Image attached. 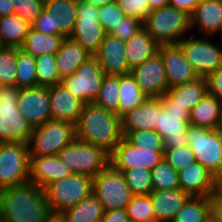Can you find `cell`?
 <instances>
[{"mask_svg":"<svg viewBox=\"0 0 222 222\" xmlns=\"http://www.w3.org/2000/svg\"><path fill=\"white\" fill-rule=\"evenodd\" d=\"M188 146L195 160L213 175L222 166V135L217 129L188 127Z\"/></svg>","mask_w":222,"mask_h":222,"instance_id":"obj_14","label":"cell"},{"mask_svg":"<svg viewBox=\"0 0 222 222\" xmlns=\"http://www.w3.org/2000/svg\"><path fill=\"white\" fill-rule=\"evenodd\" d=\"M162 107L158 110V124L154 130L163 138L164 148L171 149L188 146L189 113L164 94L161 97Z\"/></svg>","mask_w":222,"mask_h":222,"instance_id":"obj_9","label":"cell"},{"mask_svg":"<svg viewBox=\"0 0 222 222\" xmlns=\"http://www.w3.org/2000/svg\"><path fill=\"white\" fill-rule=\"evenodd\" d=\"M164 159L177 172L196 161L195 154L189 146L165 149Z\"/></svg>","mask_w":222,"mask_h":222,"instance_id":"obj_45","label":"cell"},{"mask_svg":"<svg viewBox=\"0 0 222 222\" xmlns=\"http://www.w3.org/2000/svg\"><path fill=\"white\" fill-rule=\"evenodd\" d=\"M143 28L159 46L178 44L191 32L190 15L170 5L154 9L147 15Z\"/></svg>","mask_w":222,"mask_h":222,"instance_id":"obj_3","label":"cell"},{"mask_svg":"<svg viewBox=\"0 0 222 222\" xmlns=\"http://www.w3.org/2000/svg\"><path fill=\"white\" fill-rule=\"evenodd\" d=\"M125 42L106 34L94 54L105 75H126L131 72L126 59Z\"/></svg>","mask_w":222,"mask_h":222,"instance_id":"obj_20","label":"cell"},{"mask_svg":"<svg viewBox=\"0 0 222 222\" xmlns=\"http://www.w3.org/2000/svg\"><path fill=\"white\" fill-rule=\"evenodd\" d=\"M14 14L11 0H0V17Z\"/></svg>","mask_w":222,"mask_h":222,"instance_id":"obj_54","label":"cell"},{"mask_svg":"<svg viewBox=\"0 0 222 222\" xmlns=\"http://www.w3.org/2000/svg\"><path fill=\"white\" fill-rule=\"evenodd\" d=\"M141 29H143V21L135 17L125 16L110 35L125 42L137 34Z\"/></svg>","mask_w":222,"mask_h":222,"instance_id":"obj_48","label":"cell"},{"mask_svg":"<svg viewBox=\"0 0 222 222\" xmlns=\"http://www.w3.org/2000/svg\"><path fill=\"white\" fill-rule=\"evenodd\" d=\"M76 12L77 19L69 38L78 42L94 55L99 50L106 35L99 22L98 7L86 1L77 0Z\"/></svg>","mask_w":222,"mask_h":222,"instance_id":"obj_15","label":"cell"},{"mask_svg":"<svg viewBox=\"0 0 222 222\" xmlns=\"http://www.w3.org/2000/svg\"><path fill=\"white\" fill-rule=\"evenodd\" d=\"M180 189L190 197H208L213 192V174L197 161L178 172Z\"/></svg>","mask_w":222,"mask_h":222,"instance_id":"obj_25","label":"cell"},{"mask_svg":"<svg viewBox=\"0 0 222 222\" xmlns=\"http://www.w3.org/2000/svg\"><path fill=\"white\" fill-rule=\"evenodd\" d=\"M51 119L76 124L84 103L71 94L61 83L49 86Z\"/></svg>","mask_w":222,"mask_h":222,"instance_id":"obj_24","label":"cell"},{"mask_svg":"<svg viewBox=\"0 0 222 222\" xmlns=\"http://www.w3.org/2000/svg\"><path fill=\"white\" fill-rule=\"evenodd\" d=\"M51 212L63 213L93 193V178L72 174L44 187Z\"/></svg>","mask_w":222,"mask_h":222,"instance_id":"obj_7","label":"cell"},{"mask_svg":"<svg viewBox=\"0 0 222 222\" xmlns=\"http://www.w3.org/2000/svg\"><path fill=\"white\" fill-rule=\"evenodd\" d=\"M157 52L165 67L168 89L199 78L179 44L160 45Z\"/></svg>","mask_w":222,"mask_h":222,"instance_id":"obj_19","label":"cell"},{"mask_svg":"<svg viewBox=\"0 0 222 222\" xmlns=\"http://www.w3.org/2000/svg\"><path fill=\"white\" fill-rule=\"evenodd\" d=\"M77 0H45L44 10L30 24L34 30L69 37L77 19Z\"/></svg>","mask_w":222,"mask_h":222,"instance_id":"obj_10","label":"cell"},{"mask_svg":"<svg viewBox=\"0 0 222 222\" xmlns=\"http://www.w3.org/2000/svg\"><path fill=\"white\" fill-rule=\"evenodd\" d=\"M55 55L60 80L72 75L82 63L92 56L82 45L69 37L63 39Z\"/></svg>","mask_w":222,"mask_h":222,"instance_id":"obj_27","label":"cell"},{"mask_svg":"<svg viewBox=\"0 0 222 222\" xmlns=\"http://www.w3.org/2000/svg\"><path fill=\"white\" fill-rule=\"evenodd\" d=\"M118 89L119 104L115 113L120 118L138 105H141L148 98L140 89L131 73L119 75Z\"/></svg>","mask_w":222,"mask_h":222,"instance_id":"obj_31","label":"cell"},{"mask_svg":"<svg viewBox=\"0 0 222 222\" xmlns=\"http://www.w3.org/2000/svg\"><path fill=\"white\" fill-rule=\"evenodd\" d=\"M201 0H169V5L191 15Z\"/></svg>","mask_w":222,"mask_h":222,"instance_id":"obj_52","label":"cell"},{"mask_svg":"<svg viewBox=\"0 0 222 222\" xmlns=\"http://www.w3.org/2000/svg\"><path fill=\"white\" fill-rule=\"evenodd\" d=\"M122 173L133 195H146L153 191L151 170L134 167Z\"/></svg>","mask_w":222,"mask_h":222,"instance_id":"obj_39","label":"cell"},{"mask_svg":"<svg viewBox=\"0 0 222 222\" xmlns=\"http://www.w3.org/2000/svg\"><path fill=\"white\" fill-rule=\"evenodd\" d=\"M208 93L207 79H198L183 85L172 87L166 91V95L173 101V106H179L189 114L195 105Z\"/></svg>","mask_w":222,"mask_h":222,"instance_id":"obj_28","label":"cell"},{"mask_svg":"<svg viewBox=\"0 0 222 222\" xmlns=\"http://www.w3.org/2000/svg\"><path fill=\"white\" fill-rule=\"evenodd\" d=\"M104 212L101 202L92 193L62 214L66 222H97L102 220Z\"/></svg>","mask_w":222,"mask_h":222,"instance_id":"obj_34","label":"cell"},{"mask_svg":"<svg viewBox=\"0 0 222 222\" xmlns=\"http://www.w3.org/2000/svg\"><path fill=\"white\" fill-rule=\"evenodd\" d=\"M75 129L76 138L99 146L109 154L124 138L121 118L94 103L84 104Z\"/></svg>","mask_w":222,"mask_h":222,"instance_id":"obj_2","label":"cell"},{"mask_svg":"<svg viewBox=\"0 0 222 222\" xmlns=\"http://www.w3.org/2000/svg\"><path fill=\"white\" fill-rule=\"evenodd\" d=\"M190 26L200 36L222 37V0H201L190 15Z\"/></svg>","mask_w":222,"mask_h":222,"instance_id":"obj_22","label":"cell"},{"mask_svg":"<svg viewBox=\"0 0 222 222\" xmlns=\"http://www.w3.org/2000/svg\"><path fill=\"white\" fill-rule=\"evenodd\" d=\"M126 210L130 222H155L153 205L149 194L134 195Z\"/></svg>","mask_w":222,"mask_h":222,"instance_id":"obj_42","label":"cell"},{"mask_svg":"<svg viewBox=\"0 0 222 222\" xmlns=\"http://www.w3.org/2000/svg\"><path fill=\"white\" fill-rule=\"evenodd\" d=\"M117 3L125 16L135 17L143 22L151 12L148 0H118Z\"/></svg>","mask_w":222,"mask_h":222,"instance_id":"obj_47","label":"cell"},{"mask_svg":"<svg viewBox=\"0 0 222 222\" xmlns=\"http://www.w3.org/2000/svg\"><path fill=\"white\" fill-rule=\"evenodd\" d=\"M50 213L43 187L28 182L0 190L1 222H45Z\"/></svg>","mask_w":222,"mask_h":222,"instance_id":"obj_1","label":"cell"},{"mask_svg":"<svg viewBox=\"0 0 222 222\" xmlns=\"http://www.w3.org/2000/svg\"><path fill=\"white\" fill-rule=\"evenodd\" d=\"M130 73L148 97H162L168 90L165 67L158 52Z\"/></svg>","mask_w":222,"mask_h":222,"instance_id":"obj_18","label":"cell"},{"mask_svg":"<svg viewBox=\"0 0 222 222\" xmlns=\"http://www.w3.org/2000/svg\"><path fill=\"white\" fill-rule=\"evenodd\" d=\"M150 4V10L169 6V0H148Z\"/></svg>","mask_w":222,"mask_h":222,"instance_id":"obj_55","label":"cell"},{"mask_svg":"<svg viewBox=\"0 0 222 222\" xmlns=\"http://www.w3.org/2000/svg\"><path fill=\"white\" fill-rule=\"evenodd\" d=\"M93 193L104 211L126 209L134 196L121 170L109 163L93 178Z\"/></svg>","mask_w":222,"mask_h":222,"instance_id":"obj_8","label":"cell"},{"mask_svg":"<svg viewBox=\"0 0 222 222\" xmlns=\"http://www.w3.org/2000/svg\"><path fill=\"white\" fill-rule=\"evenodd\" d=\"M185 36L178 44L187 61L195 69L199 77L207 78L222 66V47L215 44L213 37ZM211 39V40H210Z\"/></svg>","mask_w":222,"mask_h":222,"instance_id":"obj_12","label":"cell"},{"mask_svg":"<svg viewBox=\"0 0 222 222\" xmlns=\"http://www.w3.org/2000/svg\"><path fill=\"white\" fill-rule=\"evenodd\" d=\"M57 155L30 156L29 182L40 187L72 175Z\"/></svg>","mask_w":222,"mask_h":222,"instance_id":"obj_21","label":"cell"},{"mask_svg":"<svg viewBox=\"0 0 222 222\" xmlns=\"http://www.w3.org/2000/svg\"><path fill=\"white\" fill-rule=\"evenodd\" d=\"M45 222H66L62 213L51 212Z\"/></svg>","mask_w":222,"mask_h":222,"instance_id":"obj_56","label":"cell"},{"mask_svg":"<svg viewBox=\"0 0 222 222\" xmlns=\"http://www.w3.org/2000/svg\"><path fill=\"white\" fill-rule=\"evenodd\" d=\"M208 197L210 217L216 222H222V196L212 192Z\"/></svg>","mask_w":222,"mask_h":222,"instance_id":"obj_50","label":"cell"},{"mask_svg":"<svg viewBox=\"0 0 222 222\" xmlns=\"http://www.w3.org/2000/svg\"><path fill=\"white\" fill-rule=\"evenodd\" d=\"M102 222H130L126 209H113L105 211Z\"/></svg>","mask_w":222,"mask_h":222,"instance_id":"obj_51","label":"cell"},{"mask_svg":"<svg viewBox=\"0 0 222 222\" xmlns=\"http://www.w3.org/2000/svg\"><path fill=\"white\" fill-rule=\"evenodd\" d=\"M14 14L31 24L44 10L45 0H11Z\"/></svg>","mask_w":222,"mask_h":222,"instance_id":"obj_46","label":"cell"},{"mask_svg":"<svg viewBox=\"0 0 222 222\" xmlns=\"http://www.w3.org/2000/svg\"><path fill=\"white\" fill-rule=\"evenodd\" d=\"M64 38L63 35L45 34L30 27L21 49L33 57L56 54Z\"/></svg>","mask_w":222,"mask_h":222,"instance_id":"obj_33","label":"cell"},{"mask_svg":"<svg viewBox=\"0 0 222 222\" xmlns=\"http://www.w3.org/2000/svg\"><path fill=\"white\" fill-rule=\"evenodd\" d=\"M207 222H216L211 217L207 220Z\"/></svg>","mask_w":222,"mask_h":222,"instance_id":"obj_59","label":"cell"},{"mask_svg":"<svg viewBox=\"0 0 222 222\" xmlns=\"http://www.w3.org/2000/svg\"><path fill=\"white\" fill-rule=\"evenodd\" d=\"M165 149H141L123 138L110 153L109 162L124 171L134 167L152 170L164 159Z\"/></svg>","mask_w":222,"mask_h":222,"instance_id":"obj_16","label":"cell"},{"mask_svg":"<svg viewBox=\"0 0 222 222\" xmlns=\"http://www.w3.org/2000/svg\"><path fill=\"white\" fill-rule=\"evenodd\" d=\"M153 190L180 189L178 172L163 159L152 170Z\"/></svg>","mask_w":222,"mask_h":222,"instance_id":"obj_40","label":"cell"},{"mask_svg":"<svg viewBox=\"0 0 222 222\" xmlns=\"http://www.w3.org/2000/svg\"><path fill=\"white\" fill-rule=\"evenodd\" d=\"M17 47L0 48V86H16Z\"/></svg>","mask_w":222,"mask_h":222,"instance_id":"obj_41","label":"cell"},{"mask_svg":"<svg viewBox=\"0 0 222 222\" xmlns=\"http://www.w3.org/2000/svg\"><path fill=\"white\" fill-rule=\"evenodd\" d=\"M208 93L215 96L222 103V66L207 78Z\"/></svg>","mask_w":222,"mask_h":222,"instance_id":"obj_49","label":"cell"},{"mask_svg":"<svg viewBox=\"0 0 222 222\" xmlns=\"http://www.w3.org/2000/svg\"><path fill=\"white\" fill-rule=\"evenodd\" d=\"M210 218L209 197H189L172 222H207Z\"/></svg>","mask_w":222,"mask_h":222,"instance_id":"obj_35","label":"cell"},{"mask_svg":"<svg viewBox=\"0 0 222 222\" xmlns=\"http://www.w3.org/2000/svg\"><path fill=\"white\" fill-rule=\"evenodd\" d=\"M155 222H172L190 197L181 189L153 190L150 194Z\"/></svg>","mask_w":222,"mask_h":222,"instance_id":"obj_26","label":"cell"},{"mask_svg":"<svg viewBox=\"0 0 222 222\" xmlns=\"http://www.w3.org/2000/svg\"><path fill=\"white\" fill-rule=\"evenodd\" d=\"M162 106L161 97H148L141 105L123 115L121 117L123 137L135 130H154L158 124V110Z\"/></svg>","mask_w":222,"mask_h":222,"instance_id":"obj_23","label":"cell"},{"mask_svg":"<svg viewBox=\"0 0 222 222\" xmlns=\"http://www.w3.org/2000/svg\"><path fill=\"white\" fill-rule=\"evenodd\" d=\"M213 193L222 196V166L213 175Z\"/></svg>","mask_w":222,"mask_h":222,"instance_id":"obj_53","label":"cell"},{"mask_svg":"<svg viewBox=\"0 0 222 222\" xmlns=\"http://www.w3.org/2000/svg\"><path fill=\"white\" fill-rule=\"evenodd\" d=\"M20 88L0 86V143L28 144L33 128L18 109Z\"/></svg>","mask_w":222,"mask_h":222,"instance_id":"obj_4","label":"cell"},{"mask_svg":"<svg viewBox=\"0 0 222 222\" xmlns=\"http://www.w3.org/2000/svg\"><path fill=\"white\" fill-rule=\"evenodd\" d=\"M125 139L141 149H165L163 138L155 130L131 131Z\"/></svg>","mask_w":222,"mask_h":222,"instance_id":"obj_43","label":"cell"},{"mask_svg":"<svg viewBox=\"0 0 222 222\" xmlns=\"http://www.w3.org/2000/svg\"><path fill=\"white\" fill-rule=\"evenodd\" d=\"M37 86H53L61 83L55 54L35 57Z\"/></svg>","mask_w":222,"mask_h":222,"instance_id":"obj_37","label":"cell"},{"mask_svg":"<svg viewBox=\"0 0 222 222\" xmlns=\"http://www.w3.org/2000/svg\"><path fill=\"white\" fill-rule=\"evenodd\" d=\"M75 139L74 123L50 120L33 128L28 141L29 156L57 155Z\"/></svg>","mask_w":222,"mask_h":222,"instance_id":"obj_5","label":"cell"},{"mask_svg":"<svg viewBox=\"0 0 222 222\" xmlns=\"http://www.w3.org/2000/svg\"><path fill=\"white\" fill-rule=\"evenodd\" d=\"M57 156L72 173L94 178L110 162V154L103 148L76 138L64 147Z\"/></svg>","mask_w":222,"mask_h":222,"instance_id":"obj_6","label":"cell"},{"mask_svg":"<svg viewBox=\"0 0 222 222\" xmlns=\"http://www.w3.org/2000/svg\"><path fill=\"white\" fill-rule=\"evenodd\" d=\"M16 68V87L29 88L37 86L35 57L18 47Z\"/></svg>","mask_w":222,"mask_h":222,"instance_id":"obj_36","label":"cell"},{"mask_svg":"<svg viewBox=\"0 0 222 222\" xmlns=\"http://www.w3.org/2000/svg\"><path fill=\"white\" fill-rule=\"evenodd\" d=\"M30 24L17 14L0 17V42L3 46L21 48L30 29Z\"/></svg>","mask_w":222,"mask_h":222,"instance_id":"obj_32","label":"cell"},{"mask_svg":"<svg viewBox=\"0 0 222 222\" xmlns=\"http://www.w3.org/2000/svg\"><path fill=\"white\" fill-rule=\"evenodd\" d=\"M99 22L106 34H111L120 23L125 14L122 12L117 2L104 4L98 7Z\"/></svg>","mask_w":222,"mask_h":222,"instance_id":"obj_44","label":"cell"},{"mask_svg":"<svg viewBox=\"0 0 222 222\" xmlns=\"http://www.w3.org/2000/svg\"><path fill=\"white\" fill-rule=\"evenodd\" d=\"M83 1H86L96 7H101L104 4L114 3L117 2L118 0H83Z\"/></svg>","mask_w":222,"mask_h":222,"instance_id":"obj_57","label":"cell"},{"mask_svg":"<svg viewBox=\"0 0 222 222\" xmlns=\"http://www.w3.org/2000/svg\"><path fill=\"white\" fill-rule=\"evenodd\" d=\"M28 144L0 143V190L29 182Z\"/></svg>","mask_w":222,"mask_h":222,"instance_id":"obj_11","label":"cell"},{"mask_svg":"<svg viewBox=\"0 0 222 222\" xmlns=\"http://www.w3.org/2000/svg\"><path fill=\"white\" fill-rule=\"evenodd\" d=\"M18 109L32 128L52 120L49 87L20 88Z\"/></svg>","mask_w":222,"mask_h":222,"instance_id":"obj_17","label":"cell"},{"mask_svg":"<svg viewBox=\"0 0 222 222\" xmlns=\"http://www.w3.org/2000/svg\"><path fill=\"white\" fill-rule=\"evenodd\" d=\"M105 74L92 55L70 76L61 80V84L84 104L93 103L98 96Z\"/></svg>","mask_w":222,"mask_h":222,"instance_id":"obj_13","label":"cell"},{"mask_svg":"<svg viewBox=\"0 0 222 222\" xmlns=\"http://www.w3.org/2000/svg\"><path fill=\"white\" fill-rule=\"evenodd\" d=\"M158 47L154 38L144 28L125 41L126 59L130 70L150 59L157 53Z\"/></svg>","mask_w":222,"mask_h":222,"instance_id":"obj_30","label":"cell"},{"mask_svg":"<svg viewBox=\"0 0 222 222\" xmlns=\"http://www.w3.org/2000/svg\"><path fill=\"white\" fill-rule=\"evenodd\" d=\"M118 88L119 75H105L98 96L93 103L115 113L119 104Z\"/></svg>","mask_w":222,"mask_h":222,"instance_id":"obj_38","label":"cell"},{"mask_svg":"<svg viewBox=\"0 0 222 222\" xmlns=\"http://www.w3.org/2000/svg\"><path fill=\"white\" fill-rule=\"evenodd\" d=\"M222 103L213 95L207 93L191 110L190 126L217 129L220 122Z\"/></svg>","mask_w":222,"mask_h":222,"instance_id":"obj_29","label":"cell"},{"mask_svg":"<svg viewBox=\"0 0 222 222\" xmlns=\"http://www.w3.org/2000/svg\"><path fill=\"white\" fill-rule=\"evenodd\" d=\"M217 130L220 132V134L222 135V109H221V115H220V122L218 125Z\"/></svg>","mask_w":222,"mask_h":222,"instance_id":"obj_58","label":"cell"}]
</instances>
